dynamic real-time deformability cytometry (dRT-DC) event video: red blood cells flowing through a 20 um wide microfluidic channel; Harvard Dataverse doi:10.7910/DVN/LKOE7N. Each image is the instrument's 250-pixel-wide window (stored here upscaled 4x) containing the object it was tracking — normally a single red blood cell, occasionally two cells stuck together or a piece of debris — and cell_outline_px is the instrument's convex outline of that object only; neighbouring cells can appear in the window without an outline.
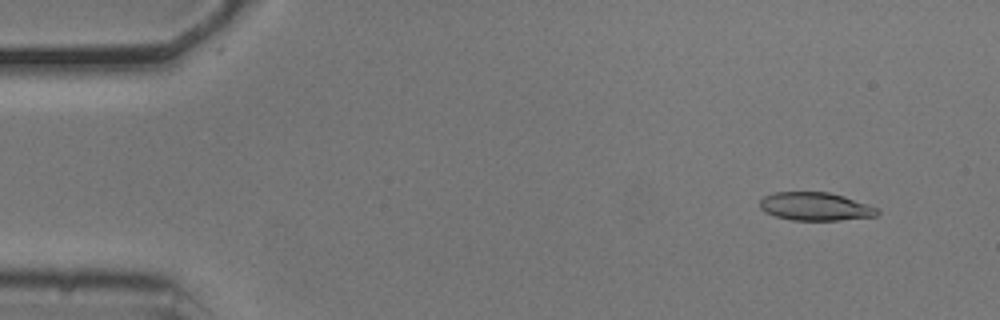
{"species": "common noctule bat (a hibernating species)", "species_latin": "Nyctalus noctula", "temperature_condition": "cold", "stored_images_in_passage": 54, "camera_frame_rate_fps": 3000, "um_per_image_px": 0.085, "animal": {"sex": "male", "body_mass_g": 20.5, "forearm_length_mm": 52.5}, "frame": {"image": 1, "passage_image": 5, "time_ms": 1.333, "image_size_px": [1000, 320], "cell_outline_px": [[880, 212], [876, 216], [840, 220], [792, 220], [776, 216], [764, 212], [760, 208], [760, 200], [764, 196], [776, 192], [828, 192], [844, 196], [880, 208]], "centroid_in_image_um": [69.33, 17.55], "position_along_channel_um": 15.7, "area_um2": 19.36}}
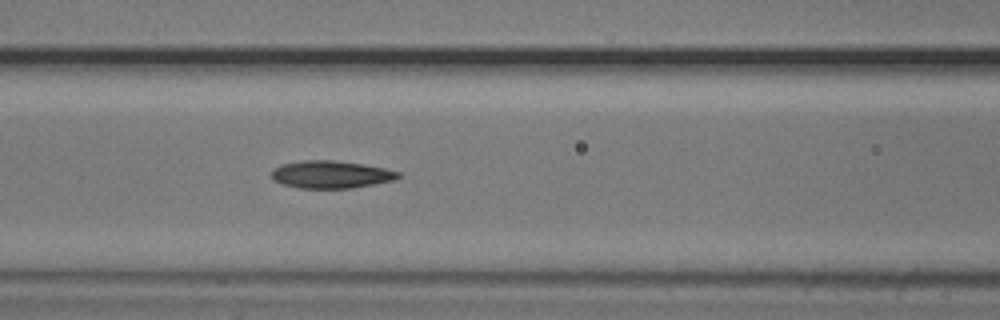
{"frame": {"image": 2, "passage_image": 23, "time_ms": 7.333, "image_size_px": [1000, 320], "cell_outline_px": [[400, 176], [392, 180], [352, 188], [300, 188], [284, 184], [272, 180], [272, 172], [280, 164], [304, 160], [336, 160], [364, 164], [384, 168], [400, 172]], "centroid_in_image_um": [28.12, 14.82], "position_along_channel_um": 138.5, "area_um2": 20.17}}
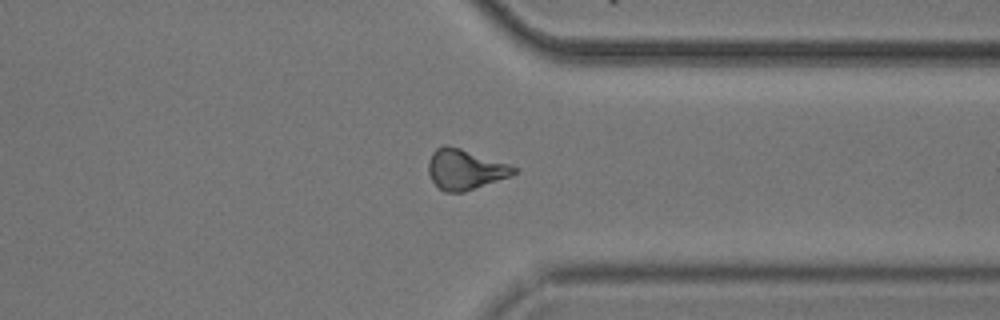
{"frame": {"image": 3, "passage_image": 42, "time_ms": 13.667, "image_size_px": [1000, 320], "cell_outline_px": [[520, 172], [464, 192], [444, 192], [432, 180], [428, 172], [428, 160], [432, 152], [436, 148], [444, 144], [448, 144], [520, 168]], "centroid_in_image_um": [39.52, 14.38], "position_along_channel_um": 371.9, "area_um2": 20.0}, "authors_computed_cell_mechanics": {"area_um2": 19.9121, "velocity_mm_per_s": 3.7195, "shape_relaxation_time_tau1_ms": 3.1398, "shape_relaxation_time_tau2_ms": 5.1731, "deformation_change_tau1": 0.1307, "deformation_change_tau2": 0.1406}}